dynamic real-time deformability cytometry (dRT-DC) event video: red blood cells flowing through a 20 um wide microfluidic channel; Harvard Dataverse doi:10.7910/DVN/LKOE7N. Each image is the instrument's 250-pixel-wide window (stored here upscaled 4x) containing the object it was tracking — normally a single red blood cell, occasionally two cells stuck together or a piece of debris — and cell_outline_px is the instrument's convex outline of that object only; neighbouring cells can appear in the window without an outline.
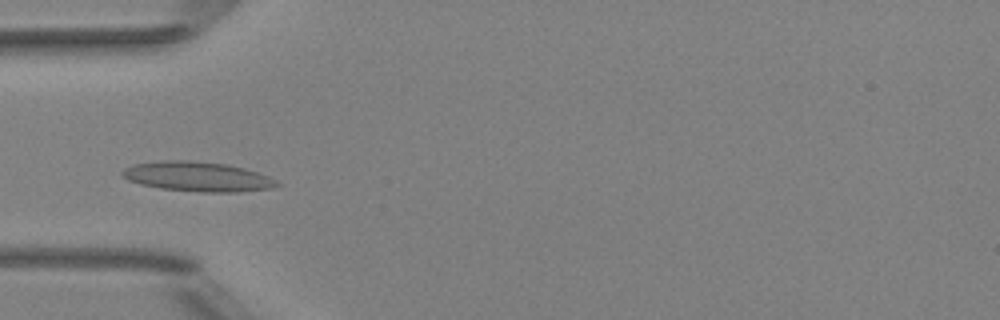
{"species": "Egyptian fruit bat (a non-hibernating species)", "species_latin": "Rousettus aegyptiacus", "temperature_condition": "room temperature", "stored_images_in_passage": 49, "camera_frame_rate_fps": 3000, "um_per_image_px": 0.085, "animal": {"sex": "female"}, "frame": {"image": 1, "passage_image": 14, "time_ms": 4.333, "image_size_px": [1000, 320], "cell_outline_px": [[280, 184], [272, 188], [240, 192], [200, 192], [160, 188], [140, 184], [128, 180], [120, 176], [120, 172], [124, 168], [136, 164], [164, 160], [184, 160], [228, 164], [244, 168], [268, 176], [276, 180]], "centroid_in_image_um": [16.77, 15.01], "position_along_channel_um": 68.2, "area_um2": 26.76}}
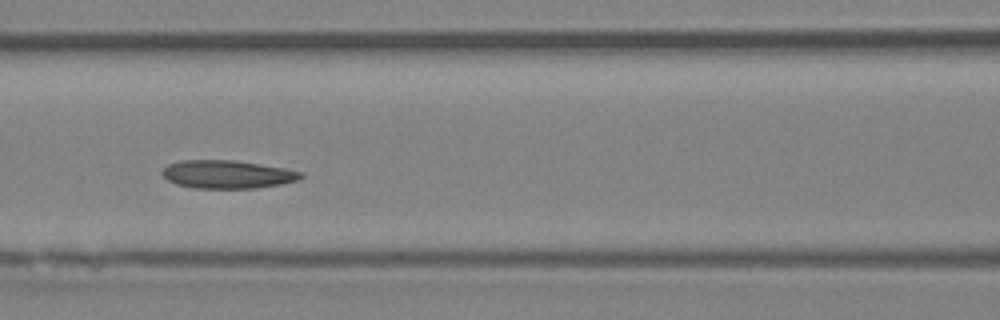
{"frame": {"image": 2, "passage_image": 20, "time_ms": 6.333, "image_size_px": [1000, 320], "cell_outline_px": [[304, 176], [300, 180], [280, 184], [256, 188], [192, 188], [176, 184], [168, 180], [160, 172], [168, 164], [180, 160], [232, 160], [284, 168], [304, 172]], "centroid_in_image_um": [19.33, 14.82], "position_along_channel_um": 147.3, "area_um2": 22.77}}
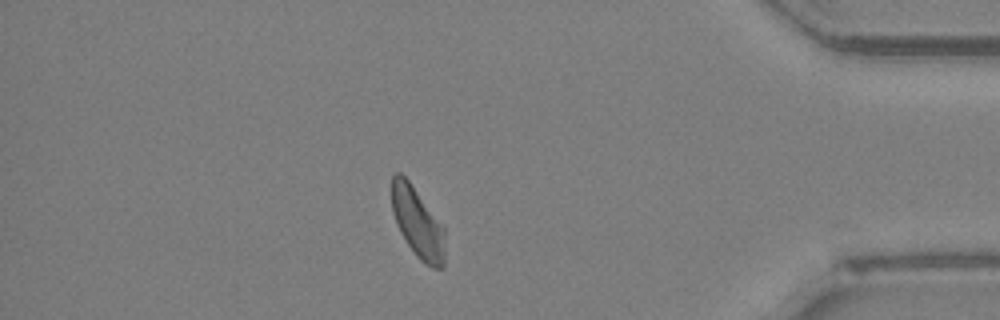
{"frame": {"image": 3, "passage_image": 42, "time_ms": 13.667, "image_size_px": [1000, 320], "cell_outline_px": [[444, 268], [432, 268], [420, 260], [416, 256], [400, 232], [396, 224], [392, 212], [392, 176], [396, 172], [400, 172], [408, 180], [444, 228]], "centroid_in_image_um": [35.48, 18.95], "position_along_channel_um": 399.7, "area_um2": 21.44}, "authors_computed_cell_mechanics": {"area_um2": 22.7732, "velocity_mm_per_s": 3.9675, "shape_relaxation_time_tau1_ms": null, "shape_relaxation_time_tau2_ms": 5.2026, "deformation_change_tau1": null, "deformation_change_tau2": 0.0999}}